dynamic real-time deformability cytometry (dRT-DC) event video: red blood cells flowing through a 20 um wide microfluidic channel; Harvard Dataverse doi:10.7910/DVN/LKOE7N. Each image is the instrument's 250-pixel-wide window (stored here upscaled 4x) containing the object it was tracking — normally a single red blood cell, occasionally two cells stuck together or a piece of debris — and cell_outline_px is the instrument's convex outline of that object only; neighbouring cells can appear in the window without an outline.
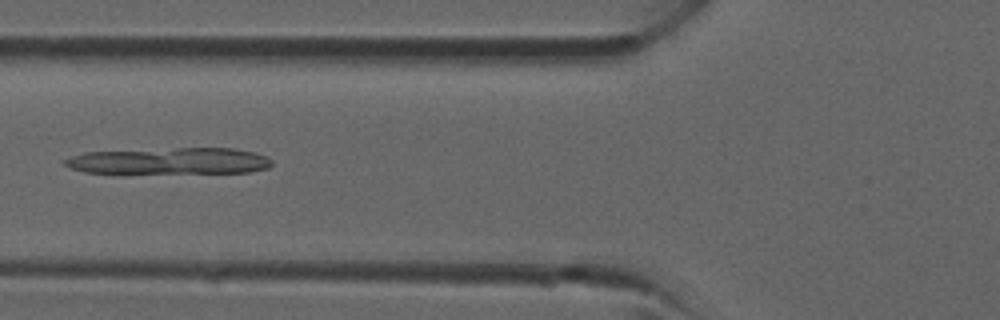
{"species": "common noctule bat (a hibernating species)", "species_latin": "Nyctalus noctula", "temperature_condition": "room temperature", "stored_images_in_passage": 11, "camera_frame_rate_fps": 3000, "um_per_image_px": 0.085, "animal": {"sex": "male", "forearm_length_mm": 52.5}, "frame": {"image": 1, "passage_image": 7, "time_ms": 2.0, "image_size_px": [1000, 320], "cell_outline_px": [[272, 164], [268, 168], [248, 172], [84, 172], [72, 168], [64, 164], [64, 160], [72, 156], [84, 152], [176, 148], [236, 148], [252, 152], [264, 156], [272, 160]], "centroid_in_image_um": [14.44, 13.67], "position_along_channel_um": 111.4, "area_um2": 31.33}}
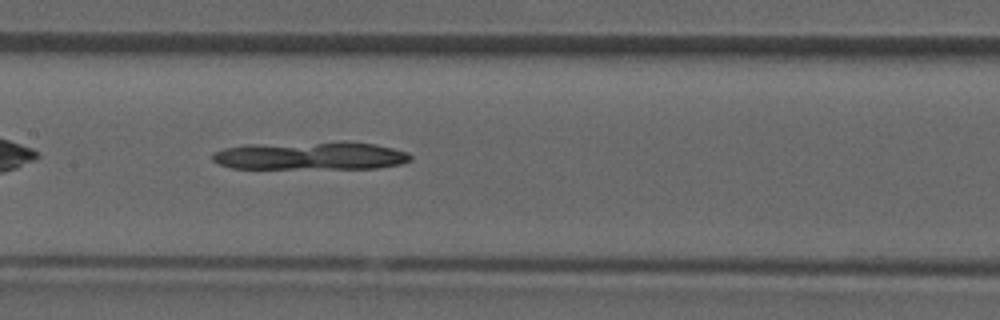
{"frame": {"image": 2, "passage_image": 11, "time_ms": 3.333, "image_size_px": [1000, 320], "cell_outline_px": [[412, 160], [400, 164], [376, 168], [232, 168], [220, 164], [212, 160], [212, 152], [224, 148], [248, 144], [344, 140], [348, 140], [376, 144], [408, 152], [412, 156]], "centroid_in_image_um": [26.43, 13.21], "position_along_channel_um": 181.0, "area_um2": 33.12}}